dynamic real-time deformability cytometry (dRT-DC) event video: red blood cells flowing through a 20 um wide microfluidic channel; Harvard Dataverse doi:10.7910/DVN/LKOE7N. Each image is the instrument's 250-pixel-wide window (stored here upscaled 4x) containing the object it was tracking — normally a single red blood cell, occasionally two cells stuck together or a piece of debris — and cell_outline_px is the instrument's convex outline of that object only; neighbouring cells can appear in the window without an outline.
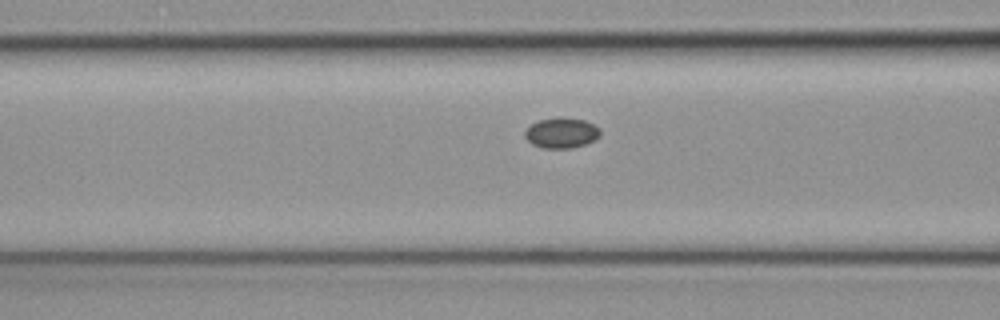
{"species": "common noctule bat (a hibernating species)", "species_latin": "Nyctalus noctula", "temperature_condition": "cold", "stored_images_in_passage": 8, "camera_frame_rate_fps": 3000, "um_per_image_px": 0.085, "animal": {"sex": "female", "body_mass_g": 19.3, "forearm_length_mm": 54.1}, "frame": {"image": 1, "passage_image": 6, "time_ms": 1.667, "image_size_px": [1000, 320], "cell_outline_px": [[600, 136], [596, 140], [572, 148], [544, 148], [532, 144], [524, 136], [524, 132], [532, 124], [540, 120], [560, 116], [564, 116], [584, 120], [600, 128]], "centroid_in_image_um": [47.75, 11.28], "position_along_channel_um": 118.9, "area_um2": 13.41}}